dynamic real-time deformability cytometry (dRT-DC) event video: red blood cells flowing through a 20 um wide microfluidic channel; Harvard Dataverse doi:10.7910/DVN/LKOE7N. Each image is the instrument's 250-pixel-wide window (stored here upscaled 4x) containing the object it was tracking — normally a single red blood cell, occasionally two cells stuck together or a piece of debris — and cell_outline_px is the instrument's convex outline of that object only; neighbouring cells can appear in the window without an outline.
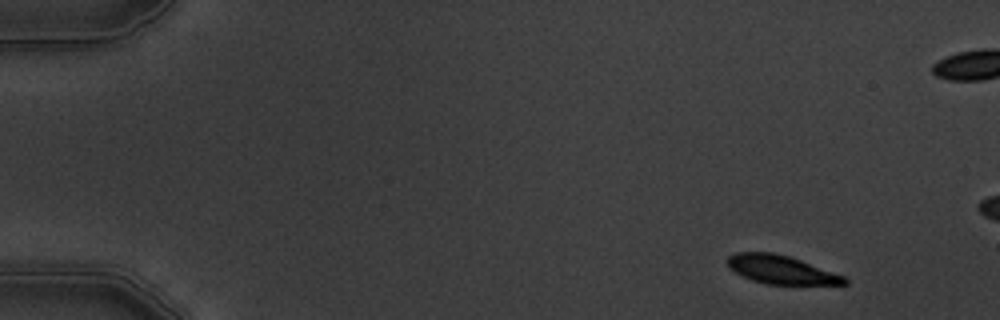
{"species": "common noctule bat (a hibernating species)", "species_latin": "Nyctalus noctula", "temperature_condition": "warm", "stored_images_in_passage": 5, "camera_frame_rate_fps": 3000, "um_per_image_px": 0.085, "animal": {"sex": "male", "body_mass_g": 19.5, "forearm_length_mm": 54.6}, "frame": {"image": 1, "passage_image": 1, "time_ms": 0.0, "image_size_px": [1000, 320], "cell_outline_px": [[848, 284], [764, 284], [752, 280], [728, 268], [728, 256], [736, 252], [772, 252], [788, 256], [800, 260], [844, 276], [848, 280]], "centroid_in_image_um": [66.37, 22.92], "position_along_channel_um": 18.6, "area_um2": 19.13}}